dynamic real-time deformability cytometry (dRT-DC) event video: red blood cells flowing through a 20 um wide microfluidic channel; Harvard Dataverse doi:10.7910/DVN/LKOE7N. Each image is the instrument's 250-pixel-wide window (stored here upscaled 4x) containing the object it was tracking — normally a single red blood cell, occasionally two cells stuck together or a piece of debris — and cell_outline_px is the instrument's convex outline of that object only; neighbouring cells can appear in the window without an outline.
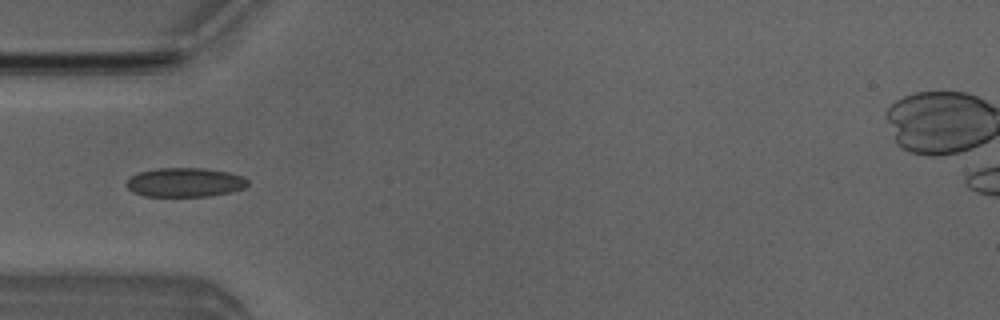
{"species": "Egyptian fruit bat (a non-hibernating species)", "species_latin": "Rousettus aegyptiacus", "temperature_condition": "room temperature", "stored_images_in_passage": 48, "camera_frame_rate_fps": 3000, "um_per_image_px": 0.085, "animal": {"sex": "male"}, "frame": {"image": 1, "passage_image": 13, "time_ms": 4.0, "image_size_px": [1000, 320], "cell_outline_px": [[248, 184], [244, 188], [228, 192], [208, 196], [144, 196], [132, 192], [124, 184], [132, 176], [140, 172], [156, 168], [204, 168], [228, 172], [244, 176], [248, 180]], "centroid_in_image_um": [15.71, 15.5], "position_along_channel_um": 69.3, "area_um2": 20.58}}
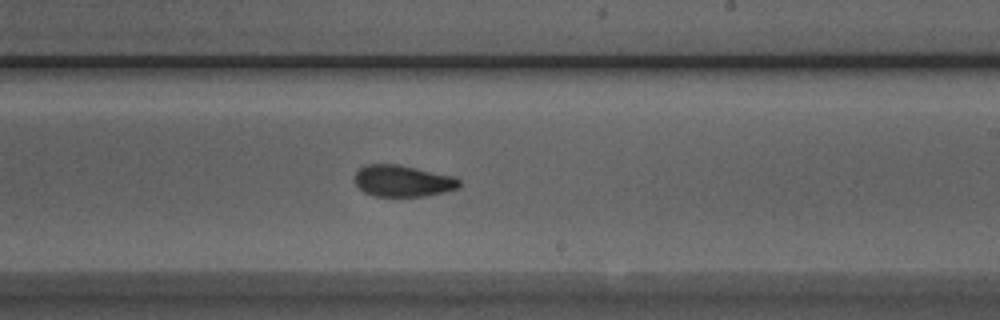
{"frame": {"image": 2, "passage_image": 27, "time_ms": 8.667, "image_size_px": [1000, 320], "cell_outline_px": [[460, 188], [444, 192], [424, 196], [372, 196], [364, 192], [356, 184], [356, 172], [360, 168], [368, 164], [396, 164], [416, 168], [452, 176], [460, 180]], "centroid_in_image_um": [34.24, 15.39], "position_along_channel_um": 254.8, "area_um2": 19.02}}
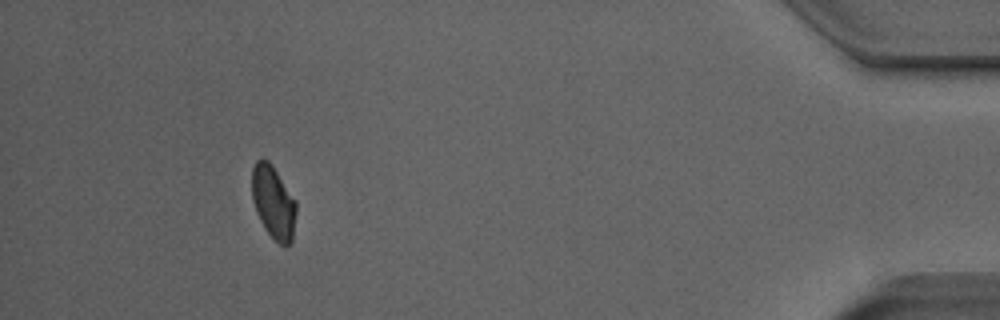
{"frame": {"image": 3, "passage_image": 44, "time_ms": 14.333, "image_size_px": [1000, 320], "cell_outline_px": [[296, 212], [292, 244], [280, 244], [264, 228], [256, 212], [252, 200], [252, 168], [256, 160], [260, 156], [268, 160], [272, 164], [296, 200]], "centroid_in_image_um": [23.23, 17.14], "position_along_channel_um": 412.0, "area_um2": 19.02}, "authors_computed_cell_mechanics": {"area_um2": 19.5075, "velocity_mm_per_s": 3.9769, "shape_relaxation_time_tau1_ms": null, "shape_relaxation_time_tau2_ms": 1.727, "deformation_change_tau1": null, "deformation_change_tau2": 0.0586}}